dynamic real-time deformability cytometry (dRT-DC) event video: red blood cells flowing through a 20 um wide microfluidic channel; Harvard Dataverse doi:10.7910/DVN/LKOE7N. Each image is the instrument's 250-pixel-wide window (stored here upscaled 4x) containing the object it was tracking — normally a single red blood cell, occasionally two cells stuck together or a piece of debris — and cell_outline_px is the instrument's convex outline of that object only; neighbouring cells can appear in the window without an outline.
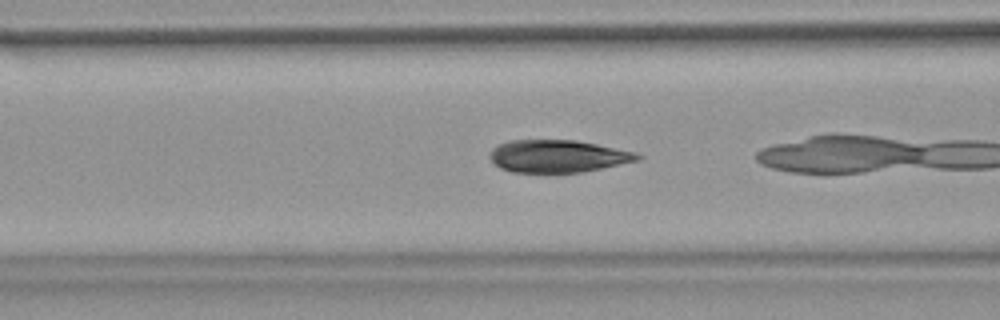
{"species": "common noctule bat (a hibernating species)", "species_latin": "Nyctalus noctula", "temperature_condition": "warm", "stored_images_in_passage": 5, "camera_frame_rate_fps": 3000, "um_per_image_px": 0.085, "animal": {"sex": "female", "body_mass_g": 18.4}, "frame": {"image": 1, "passage_image": 3, "time_ms": 0.667, "image_size_px": [1000, 320], "cell_outline_px": [[644, 156], [640, 160], [580, 172], [512, 172], [500, 168], [488, 156], [492, 148], [500, 144], [512, 140], [576, 140], [636, 152]], "centroid_in_image_um": [47.42, 13.27], "position_along_channel_um": 119.2, "area_um2": 27.74}}